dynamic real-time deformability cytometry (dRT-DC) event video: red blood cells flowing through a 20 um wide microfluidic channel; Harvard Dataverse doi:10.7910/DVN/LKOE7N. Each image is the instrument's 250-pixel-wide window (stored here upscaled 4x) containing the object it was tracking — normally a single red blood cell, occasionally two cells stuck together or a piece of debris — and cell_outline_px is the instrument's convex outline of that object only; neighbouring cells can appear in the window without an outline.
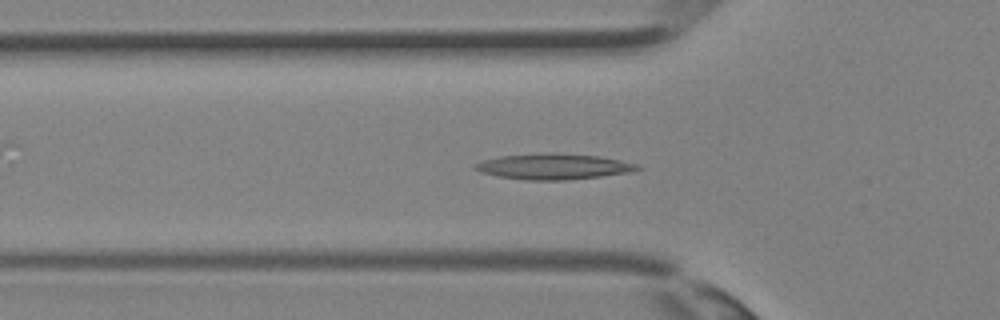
{"species": "Egyptian fruit bat (a non-hibernating species)", "species_latin": "Rousettus aegyptiacus", "temperature_condition": "room temperature", "stored_images_in_passage": 27, "camera_frame_rate_fps": 3000, "um_per_image_px": 0.085, "animal": {"sex": "female"}, "frame": {"image": 1, "passage_image": 4, "time_ms": 1.0, "image_size_px": [1000, 320], "cell_outline_px": [[640, 168], [628, 172], [600, 176], [564, 180], [524, 180], [500, 176], [480, 172], [472, 168], [472, 164], [484, 160], [500, 156], [540, 152], [548, 152], [600, 156], [620, 160], [636, 164]], "centroid_in_image_um": [46.97, 14.14], "position_along_channel_um": 78.8, "area_um2": 24.28}}
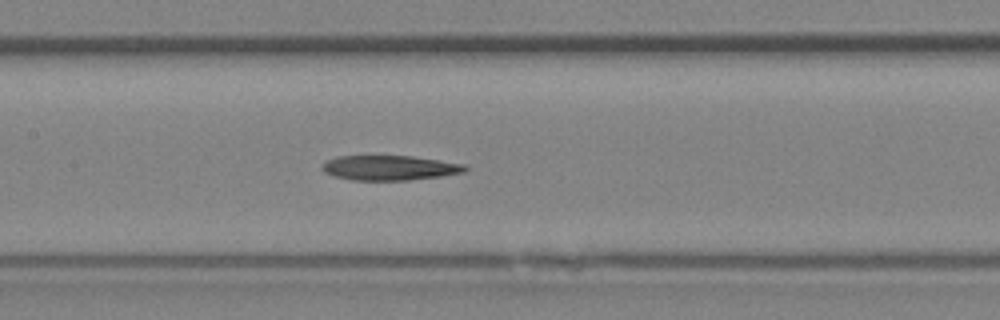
{"frame": {"image": 2, "passage_image": 9, "time_ms": 2.667, "image_size_px": [1000, 320], "cell_outline_px": [[468, 168], [464, 172], [440, 176], [408, 180], [352, 180], [336, 176], [324, 172], [320, 168], [328, 160], [340, 156], [412, 156], [440, 160], [464, 164]], "centroid_in_image_um": [33.13, 14.26], "position_along_channel_um": 174.3, "area_um2": 20.46}}
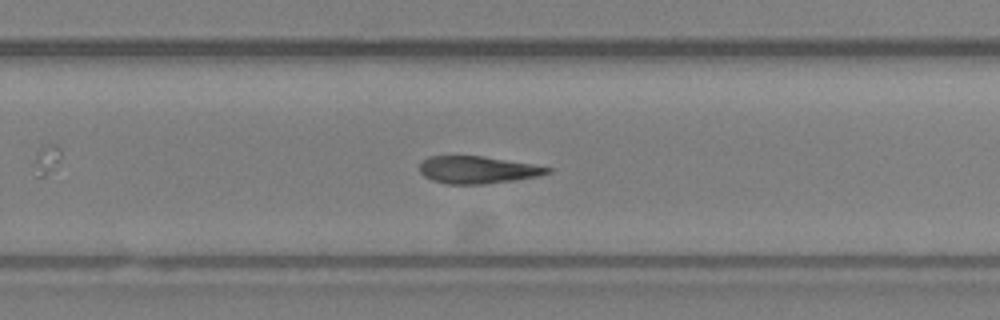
{"frame": {"image": 3, "passage_image": 15, "time_ms": 4.667, "image_size_px": [1000, 320], "cell_outline_px": [[552, 172], [540, 176], [484, 184], [448, 184], [432, 180], [424, 176], [420, 172], [420, 164], [428, 156], [484, 156], [532, 164], [552, 168]], "centroid_in_image_um": [40.6, 14.43], "position_along_channel_um": 289.2, "area_um2": 20.29}}